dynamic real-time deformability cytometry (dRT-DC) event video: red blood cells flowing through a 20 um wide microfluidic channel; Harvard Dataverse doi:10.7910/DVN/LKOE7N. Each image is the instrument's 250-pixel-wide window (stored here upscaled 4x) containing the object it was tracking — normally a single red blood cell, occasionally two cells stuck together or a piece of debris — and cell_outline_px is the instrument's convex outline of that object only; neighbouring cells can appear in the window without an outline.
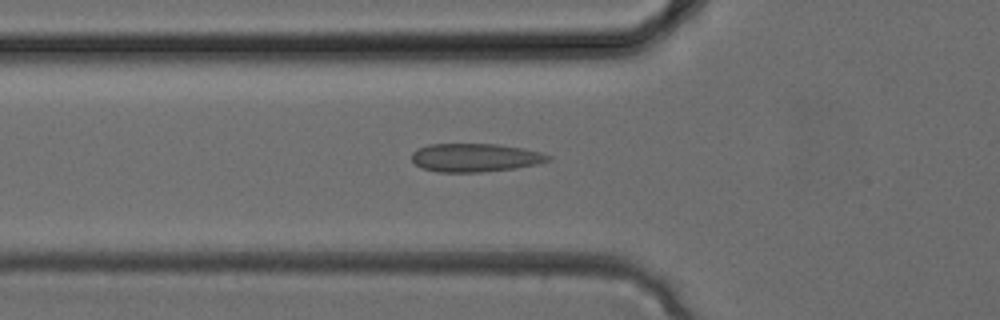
{"species": "common noctule bat (a hibernating species)", "species_latin": "Nyctalus noctula", "temperature_condition": "cold", "stored_images_in_passage": 31, "camera_frame_rate_fps": 3000, "um_per_image_px": 0.085, "animal": {"sex": "female", "body_mass_g": 24.6, "forearm_length_mm": 56.2}, "frame": {"image": 1, "passage_image": 9, "time_ms": 2.667, "image_size_px": [1000, 320], "cell_outline_px": [[552, 160], [540, 164], [516, 168], [480, 172], [436, 172], [420, 168], [412, 160], [412, 152], [416, 148], [428, 144], [496, 144], [524, 148], [540, 152], [552, 156]], "centroid_in_image_um": [40.4, 13.4], "position_along_channel_um": 85.4, "area_um2": 22.89}}
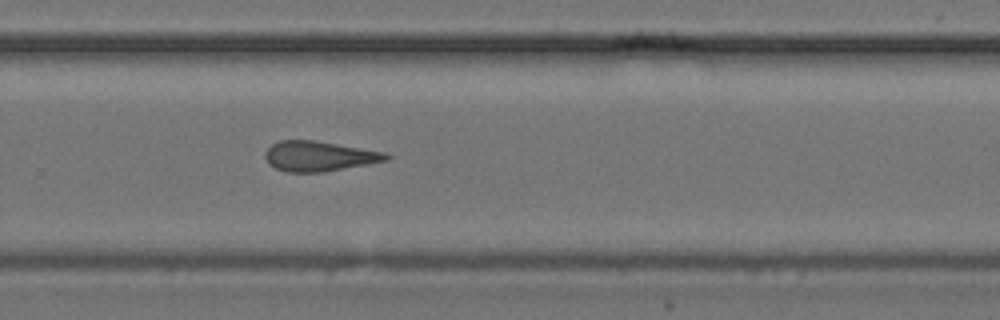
{"frame": {"image": 2, "passage_image": 20, "time_ms": 6.333, "image_size_px": [1000, 320], "cell_outline_px": [[392, 156], [388, 160], [368, 164], [324, 172], [288, 172], [276, 168], [268, 164], [264, 156], [264, 152], [272, 144], [280, 140], [312, 140], [384, 152]], "centroid_in_image_um": [27.09, 13.28], "position_along_channel_um": 302.7, "area_um2": 21.1}}
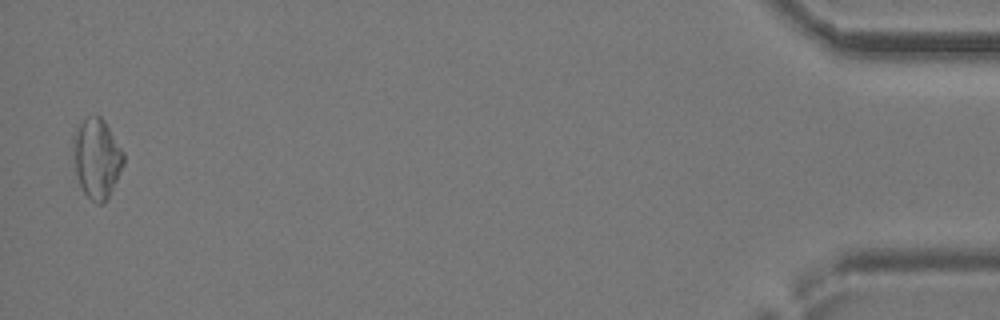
{"frame": {"image": 3, "passage_image": 31, "time_ms": 10.0, "image_size_px": [1000, 320], "cell_outline_px": [[124, 164], [108, 196], [100, 204], [96, 204], [84, 192], [80, 184], [76, 172], [72, 148], [72, 136], [76, 128], [88, 116], [100, 116], [104, 120], [124, 152]], "centroid_in_image_um": [8.21, 13.42], "position_along_channel_um": 427.0, "area_um2": 23.12}}